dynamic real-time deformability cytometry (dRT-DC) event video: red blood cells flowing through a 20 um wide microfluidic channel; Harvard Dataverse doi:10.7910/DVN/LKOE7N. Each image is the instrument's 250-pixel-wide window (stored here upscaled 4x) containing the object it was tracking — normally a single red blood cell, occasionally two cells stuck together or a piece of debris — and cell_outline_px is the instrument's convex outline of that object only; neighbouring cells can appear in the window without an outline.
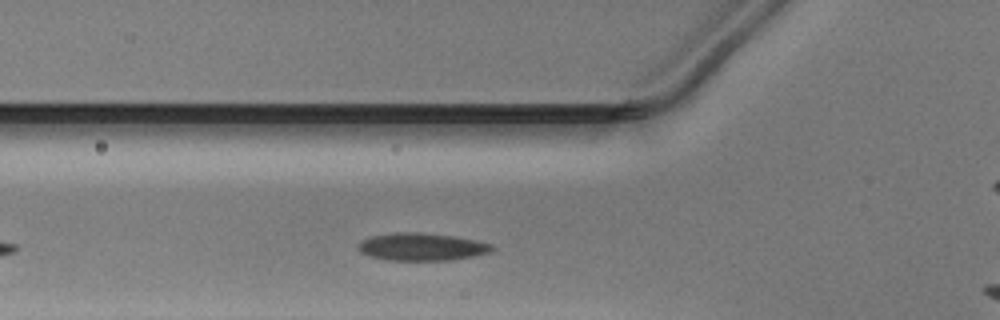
{"species": "Egyptian fruit bat (a non-hibernating species)", "species_latin": "Rousettus aegyptiacus", "temperature_condition": "warm", "stored_images_in_passage": 28, "camera_frame_rate_fps": 3000, "um_per_image_px": 0.085, "animal": {"sex": "male"}, "frame": {"image": 1, "passage_image": 6, "time_ms": 1.667, "image_size_px": [1000, 320], "cell_outline_px": [[496, 248], [492, 252], [452, 260], [388, 260], [368, 256], [360, 252], [356, 248], [360, 240], [372, 236], [396, 232], [420, 232], [452, 236], [476, 240], [492, 244]], "centroid_in_image_um": [35.83, 20.98], "position_along_channel_um": 90.0, "area_um2": 21.68}}
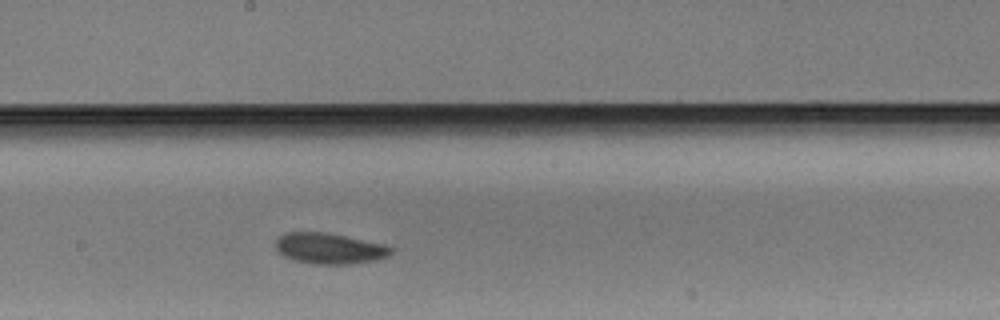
{"frame": {"image": 2, "passage_image": 16, "time_ms": 5.0, "image_size_px": [1000, 320], "cell_outline_px": [[392, 252], [388, 256], [376, 260], [352, 264], [312, 264], [292, 260], [284, 256], [276, 248], [276, 240], [284, 232], [324, 232], [384, 244], [392, 248]], "centroid_in_image_um": [27.99, 21.13], "position_along_channel_um": 220.2, "area_um2": 20.69}}
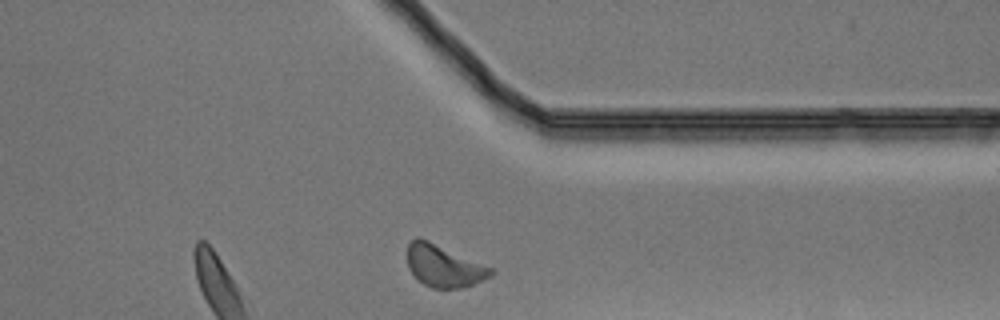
{"frame": {"image": 3, "passage_image": 28, "time_ms": 9.0, "image_size_px": [1000, 320], "cell_outline_px": [[492, 276], [472, 284], [460, 288], [432, 288], [424, 284], [408, 268], [408, 240], [416, 236], [420, 236], [492, 268]], "centroid_in_image_um": [37.68, 22.57], "position_along_channel_um": 373.7, "area_um2": 20.29}}